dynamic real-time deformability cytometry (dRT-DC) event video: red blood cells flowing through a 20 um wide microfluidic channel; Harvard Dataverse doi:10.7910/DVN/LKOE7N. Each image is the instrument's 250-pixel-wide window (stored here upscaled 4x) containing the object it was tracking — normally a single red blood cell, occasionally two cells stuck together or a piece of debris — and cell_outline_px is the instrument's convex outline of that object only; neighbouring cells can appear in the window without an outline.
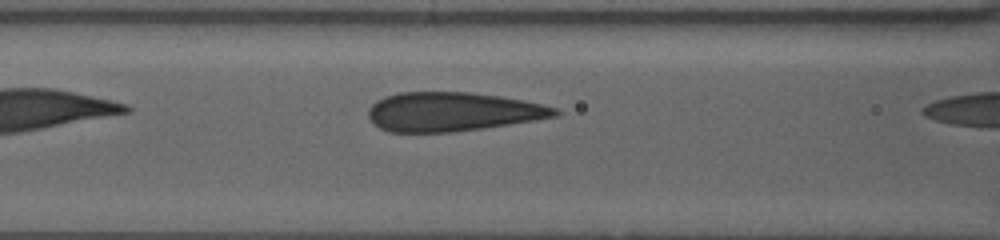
{"species": "human", "species_latin": "Homo sapiens", "temperature_condition": "warm", "stored_images_in_passage": 6, "camera_frame_rate_fps": 3000, "um_per_image_px": 0.085, "donor": {"sex": "female"}, "frame": {"image": 1, "passage_image": 5, "time_ms": 2.333, "image_size_px": [1000, 240], "cell_outline_px": [[560, 112], [556, 116], [484, 128], [452, 132], [388, 132], [380, 128], [368, 116], [368, 108], [376, 100], [384, 96], [400, 92], [468, 92], [500, 96], [524, 100], [556, 108]], "centroid_in_image_um": [38.41, 9.49], "position_along_channel_um": 128.2, "area_um2": 42.25}}